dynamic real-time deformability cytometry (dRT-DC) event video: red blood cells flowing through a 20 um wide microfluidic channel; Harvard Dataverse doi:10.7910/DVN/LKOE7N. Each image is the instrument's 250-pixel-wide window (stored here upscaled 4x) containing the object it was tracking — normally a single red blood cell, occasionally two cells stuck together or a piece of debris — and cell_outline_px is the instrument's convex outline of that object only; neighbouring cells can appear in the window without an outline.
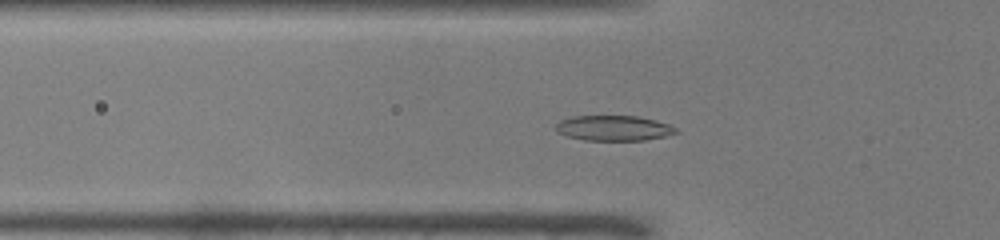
{"species": "common noctule bat (a hibernating species)", "species_latin": "Nyctalus noctula", "temperature_condition": "warm", "stored_images_in_passage": 46, "camera_frame_rate_fps": 3000, "um_per_image_px": 0.085, "animal": {"sex": "male", "body_mass_g": 19.0, "forearm_length_mm": 50.8}, "frame": {"image": 1, "passage_image": 12, "time_ms": 3.667, "image_size_px": [1000, 240], "cell_outline_px": [[680, 132], [664, 136], [644, 140], [584, 140], [568, 136], [556, 132], [556, 124], [560, 120], [572, 116], [636, 116], [656, 120], [668, 124], [676, 128]], "centroid_in_image_um": [52.15, 10.88], "position_along_channel_um": 73.6, "area_um2": 17.63}}
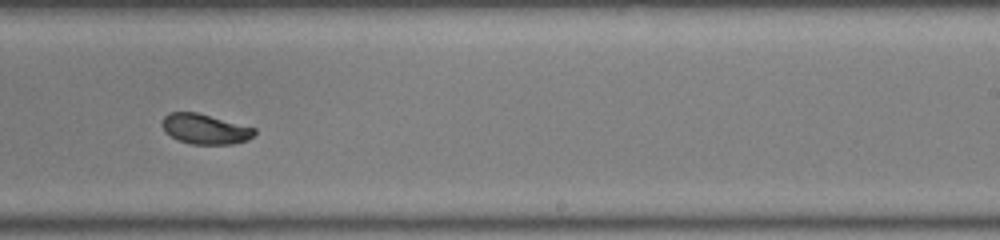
{"frame": {"image": 2, "passage_image": 27, "time_ms": 8.667, "image_size_px": [1000, 240], "cell_outline_px": [[256, 132], [248, 140], [232, 144], [192, 144], [180, 140], [172, 136], [160, 124], [164, 116], [168, 112], [196, 112], [256, 128]], "centroid_in_image_um": [17.44, 10.96], "position_along_channel_um": 271.6, "area_um2": 16.01}}
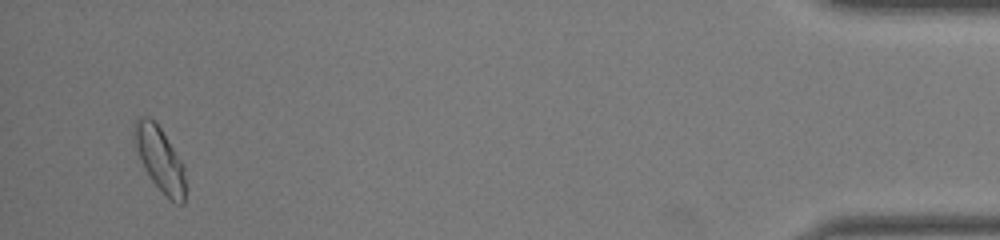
{"frame": {"image": 3, "passage_image": 44, "time_ms": 14.333, "image_size_px": [1000, 240], "cell_outline_px": [[188, 188], [184, 204], [180, 204], [172, 200], [152, 180], [144, 168], [136, 144], [136, 120], [140, 116], [148, 116], [160, 128], [184, 164]], "centroid_in_image_um": [13.69, 13.59], "position_along_channel_um": 421.5, "area_um2": 18.67}, "authors_computed_cell_mechanics": {"area_um2": 17.051, "velocity_mm_per_s": 3.9624, "shape_relaxation_time_tau1_ms": 2.4511, "shape_relaxation_time_tau2_ms": 0.9921, "deformation_change_tau1": 0.1257, "deformation_change_tau2": 0.0492}}